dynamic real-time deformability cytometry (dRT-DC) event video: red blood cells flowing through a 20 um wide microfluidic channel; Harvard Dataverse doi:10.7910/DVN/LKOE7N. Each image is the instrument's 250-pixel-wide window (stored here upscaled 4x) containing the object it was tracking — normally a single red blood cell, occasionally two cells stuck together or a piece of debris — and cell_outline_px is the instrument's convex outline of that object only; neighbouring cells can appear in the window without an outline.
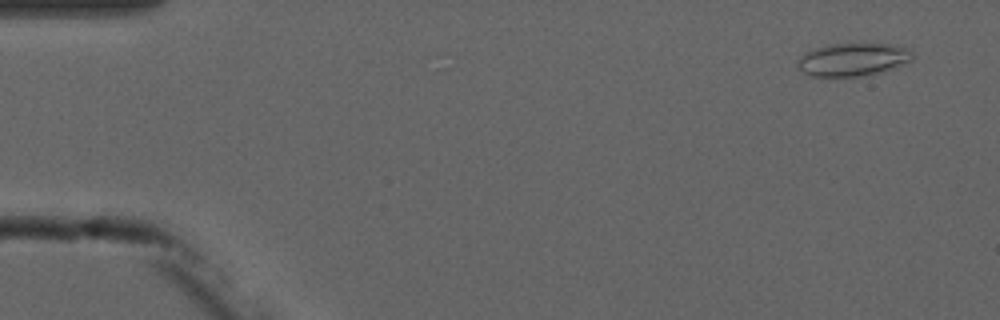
{"species": "common noctule bat (a hibernating species)", "species_latin": "Nyctalus noctula", "temperature_condition": "cold", "stored_images_in_passage": 6, "camera_frame_rate_fps": 3000, "um_per_image_px": 0.085, "animal": {"sex": "male", "forearm_length_mm": 52.5}, "frame": {"image": 1, "passage_image": 1, "time_ms": 0.0, "image_size_px": [1000, 320], "cell_outline_px": [[916, 56], [912, 60], [896, 68], [864, 76], [808, 76], [796, 64], [796, 60], [800, 56], [816, 48], [828, 44], [852, 40], [892, 44], [908, 48], [916, 52]], "centroid_in_image_um": [72.58, 5.0], "position_along_channel_um": 12.4, "area_um2": 23.24}}
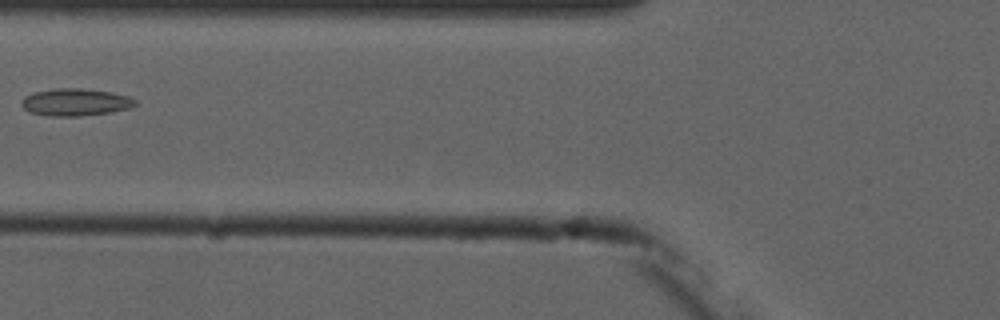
{"frame": {"image": 2, "passage_image": 6, "time_ms": 6.0, "image_size_px": [1000, 320], "cell_outline_px": [[140, 104], [128, 108], [108, 112], [80, 116], [48, 116], [32, 112], [24, 108], [20, 104], [20, 100], [24, 96], [36, 92], [56, 88], [80, 88], [112, 92], [128, 96], [140, 100]], "centroid_in_image_um": [6.45, 8.68], "position_along_channel_um": 119.4, "area_um2": 18.15}}